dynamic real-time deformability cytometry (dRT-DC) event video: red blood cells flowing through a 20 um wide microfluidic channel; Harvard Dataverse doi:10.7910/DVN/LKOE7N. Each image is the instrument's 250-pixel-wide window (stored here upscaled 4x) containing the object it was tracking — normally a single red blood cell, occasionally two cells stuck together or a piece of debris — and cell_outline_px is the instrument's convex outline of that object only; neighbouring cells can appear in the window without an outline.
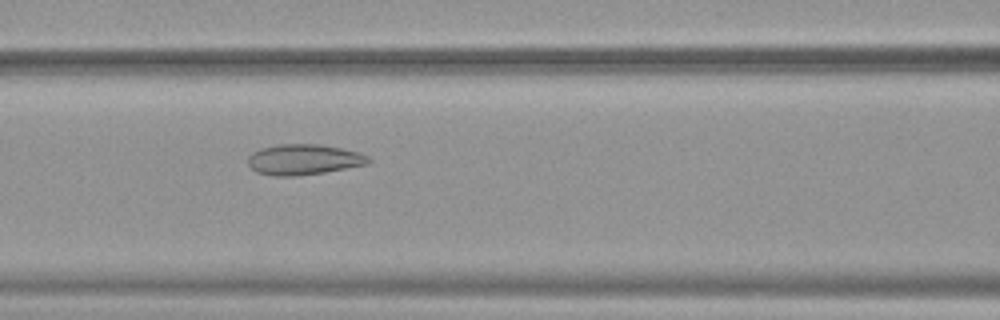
{"species": "common noctule bat (a hibernating species)", "species_latin": "Nyctalus noctula", "temperature_condition": "warm", "stored_images_in_passage": 52, "camera_frame_rate_fps": 3000, "um_per_image_px": 0.085, "animal": {"sex": "female", "body_mass_g": 19.9}, "frame": {"image": 1, "passage_image": 23, "time_ms": 7.333, "image_size_px": [1000, 320], "cell_outline_px": [[372, 160], [368, 164], [324, 172], [296, 176], [272, 176], [256, 172], [248, 164], [248, 156], [252, 152], [260, 148], [276, 144], [320, 144], [360, 152], [368, 156]], "centroid_in_image_um": [25.8, 13.55], "position_along_channel_um": 140.8, "area_um2": 21.62}}
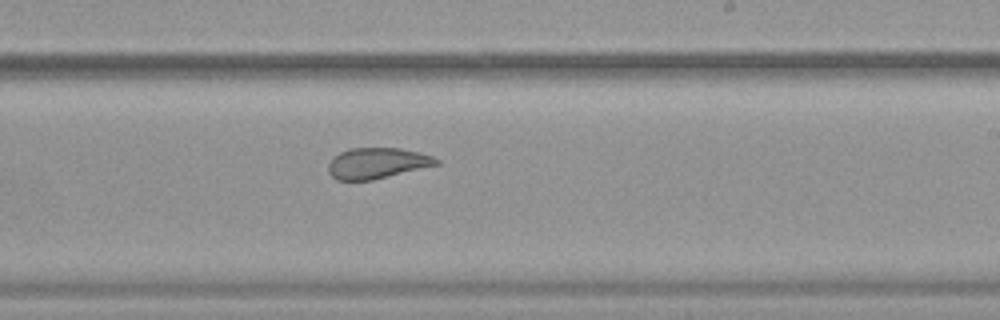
{"frame": {"image": 2, "passage_image": 32, "time_ms": 10.333, "image_size_px": [1000, 320], "cell_outline_px": [[440, 164], [372, 180], [336, 180], [328, 172], [328, 164], [340, 152], [352, 148], [400, 148], [420, 152], [432, 156], [440, 160]], "centroid_in_image_um": [32.08, 13.87], "position_along_channel_um": 256.9, "area_um2": 19.31}}
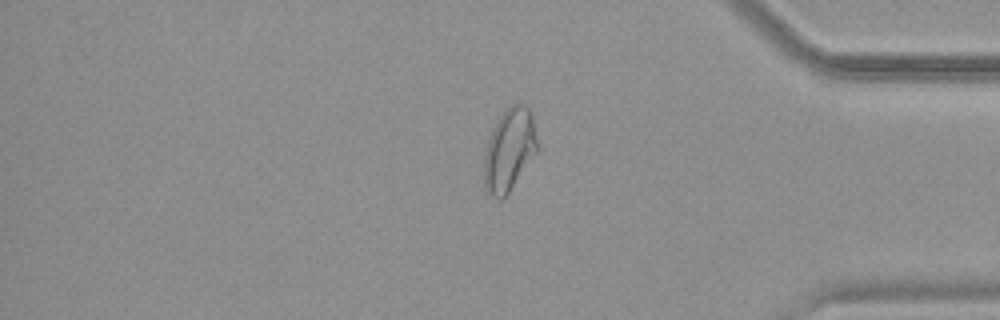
{"frame": {"image": 3, "passage_image": 44, "time_ms": 14.333, "image_size_px": [1000, 320], "cell_outline_px": [[540, 148], [504, 200], [500, 200], [488, 196], [484, 188], [484, 152], [492, 128], [496, 120], [512, 104], [524, 104], [532, 112]], "centroid_in_image_um": [43.3, 12.78], "position_along_channel_um": 391.9, "area_um2": 26.36}, "authors_computed_cell_mechanics": {"area_um2": 25.8655, "velocity_mm_per_s": 3.8926, "shape_relaxation_time_tau1_ms": null, "shape_relaxation_time_tau2_ms": 1.3448, "deformation_change_tau1": null, "deformation_change_tau2": 0.0888}}